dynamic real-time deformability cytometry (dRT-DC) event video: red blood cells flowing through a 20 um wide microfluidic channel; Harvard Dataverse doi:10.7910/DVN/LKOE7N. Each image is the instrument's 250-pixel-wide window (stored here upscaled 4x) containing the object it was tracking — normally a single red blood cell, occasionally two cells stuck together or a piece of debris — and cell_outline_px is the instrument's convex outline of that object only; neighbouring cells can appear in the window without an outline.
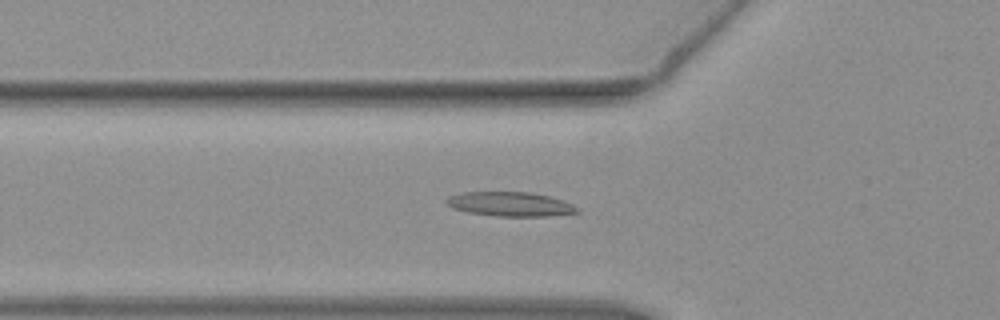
{"species": "common noctule bat (a hibernating species)", "species_latin": "Nyctalus noctula", "temperature_condition": "warm", "stored_images_in_passage": 55, "camera_frame_rate_fps": 3000, "um_per_image_px": 0.085, "animal": {"sex": "female", "body_mass_g": 19.3, "forearm_length_mm": 54.1}, "frame": {"image": 1, "passage_image": 19, "time_ms": 6.0, "image_size_px": [1000, 320], "cell_outline_px": [[580, 212], [552, 216], [496, 216], [468, 212], [452, 208], [444, 200], [448, 196], [464, 192], [528, 192], [548, 196], [572, 204], [580, 208]], "centroid_in_image_um": [43.37, 17.35], "position_along_channel_um": 82.4, "area_um2": 18.5}}
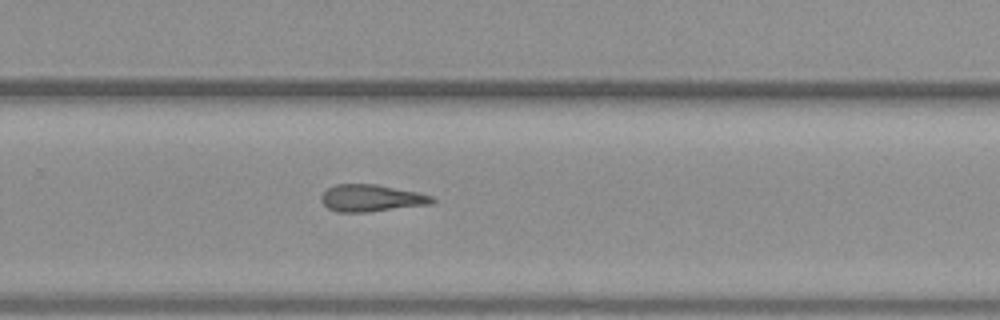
{"frame": {"image": 2, "passage_image": 36, "time_ms": 11.667, "image_size_px": [1000, 320], "cell_outline_px": [[436, 200], [432, 204], [368, 212], [336, 212], [328, 208], [320, 200], [320, 196], [328, 188], [336, 184], [376, 184], [416, 192], [432, 196]], "centroid_in_image_um": [31.54, 16.84], "position_along_channel_um": 298.3, "area_um2": 17.46}}
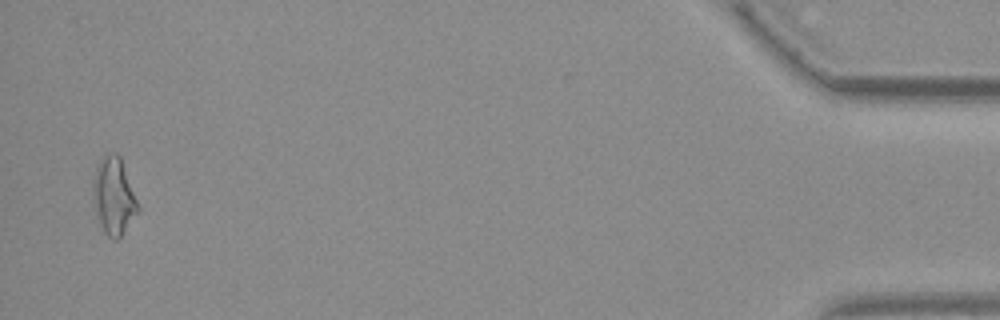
{"frame": {"image": 3, "passage_image": 53, "time_ms": 17.333, "image_size_px": [1000, 320], "cell_outline_px": [[140, 208], [120, 240], [112, 240], [104, 232], [100, 224], [96, 212], [92, 196], [92, 180], [96, 164], [104, 156], [112, 152], [116, 152], [120, 156]], "centroid_in_image_um": [9.65, 16.69], "position_along_channel_um": 425.5, "area_um2": 20.4}}